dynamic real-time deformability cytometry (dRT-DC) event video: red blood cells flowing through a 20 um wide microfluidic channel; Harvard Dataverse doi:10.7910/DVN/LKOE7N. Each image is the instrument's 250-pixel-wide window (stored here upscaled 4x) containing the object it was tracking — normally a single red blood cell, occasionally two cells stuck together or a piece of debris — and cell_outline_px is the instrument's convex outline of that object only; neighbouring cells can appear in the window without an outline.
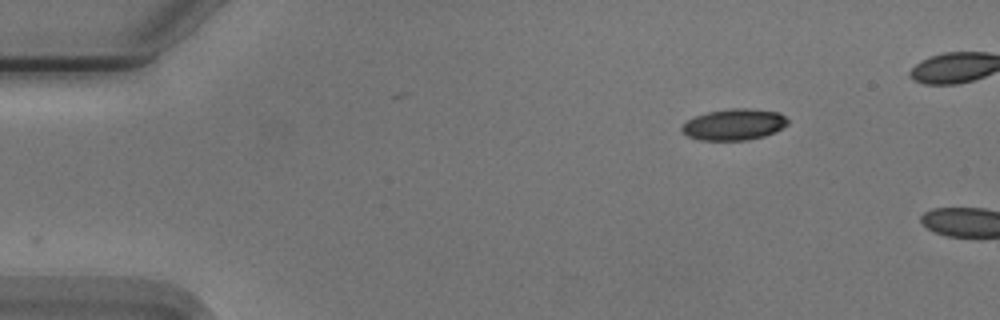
{"species": "Egyptian fruit bat (a non-hibernating species)", "species_latin": "Rousettus aegyptiacus", "temperature_condition": "cold", "stored_images_in_passage": 8, "camera_frame_rate_fps": 3000, "um_per_image_px": 0.085, "animal": {"sex": "male"}, "frame": {"image": 1, "passage_image": 1, "time_ms": 0.0, "image_size_px": [1000, 320], "cell_outline_px": [[788, 124], [764, 136], [748, 140], [700, 140], [688, 136], [680, 132], [680, 128], [688, 120], [696, 116], [708, 112], [732, 108], [748, 108], [780, 112], [788, 120]], "centroid_in_image_um": [62.37, 10.58], "position_along_channel_um": 22.6, "area_um2": 19.19}}